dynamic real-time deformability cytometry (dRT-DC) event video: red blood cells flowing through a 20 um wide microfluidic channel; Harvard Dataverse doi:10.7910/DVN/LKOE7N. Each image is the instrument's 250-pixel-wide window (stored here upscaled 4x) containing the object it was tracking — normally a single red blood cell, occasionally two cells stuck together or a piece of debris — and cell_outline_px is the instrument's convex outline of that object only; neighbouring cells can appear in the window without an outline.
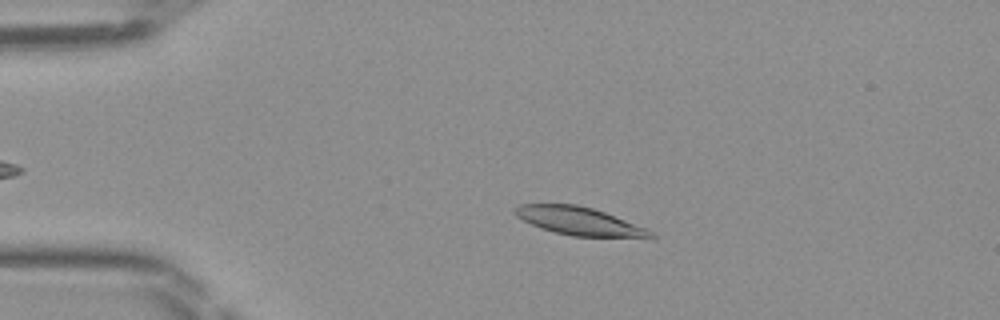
{"species": "Egyptian fruit bat (a non-hibernating species)", "species_latin": "Rousettus aegyptiacus", "temperature_condition": "room temperature", "stored_images_in_passage": 42, "camera_frame_rate_fps": 3000, "um_per_image_px": 0.085, "frame": {"image": 1, "passage_image": 10, "time_ms": 3.0, "image_size_px": [1000, 320], "cell_outline_px": [[656, 236], [652, 240], [572, 236], [540, 228], [516, 216], [512, 212], [512, 208], [520, 204], [576, 204], [592, 208], [604, 212], [648, 228], [656, 232]], "centroid_in_image_um": [49.39, 18.84], "position_along_channel_um": 35.6, "area_um2": 23.06}}
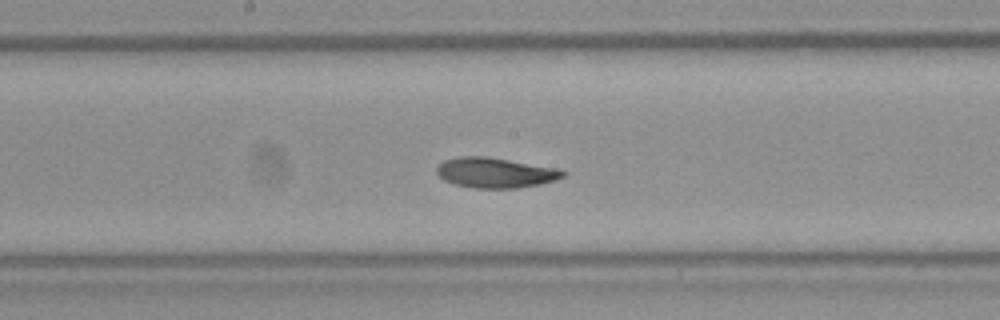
{"frame": {"image": 2, "passage_image": 25, "time_ms": 8.0, "image_size_px": [1000, 320], "cell_outline_px": [[568, 172], [564, 176], [556, 180], [540, 184], [516, 188], [472, 188], [456, 184], [444, 180], [436, 172], [436, 168], [444, 160], [460, 156], [488, 156], [560, 168]], "centroid_in_image_um": [42.15, 14.67], "position_along_channel_um": 206.1, "area_um2": 22.43}}
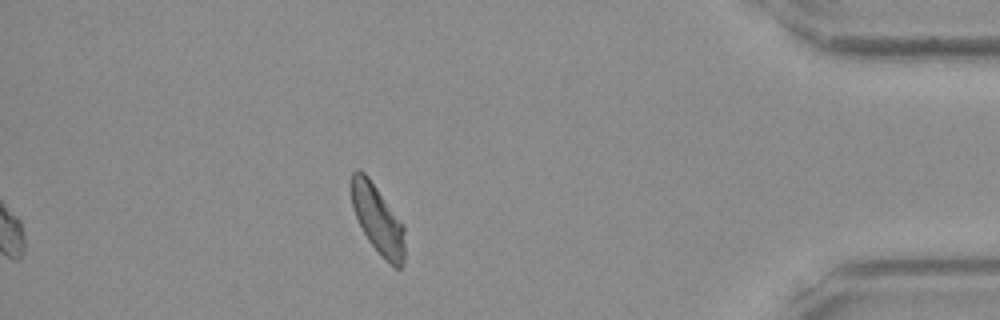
{"frame": {"image": 3, "passage_image": 42, "time_ms": 13.667, "image_size_px": [1000, 320], "cell_outline_px": [[404, 260], [400, 268], [396, 268], [380, 256], [368, 240], [352, 208], [348, 184], [352, 172], [356, 168], [364, 172], [368, 176], [404, 224]], "centroid_in_image_um": [32.07, 18.59], "position_along_channel_um": 403.1, "area_um2": 21.79}}